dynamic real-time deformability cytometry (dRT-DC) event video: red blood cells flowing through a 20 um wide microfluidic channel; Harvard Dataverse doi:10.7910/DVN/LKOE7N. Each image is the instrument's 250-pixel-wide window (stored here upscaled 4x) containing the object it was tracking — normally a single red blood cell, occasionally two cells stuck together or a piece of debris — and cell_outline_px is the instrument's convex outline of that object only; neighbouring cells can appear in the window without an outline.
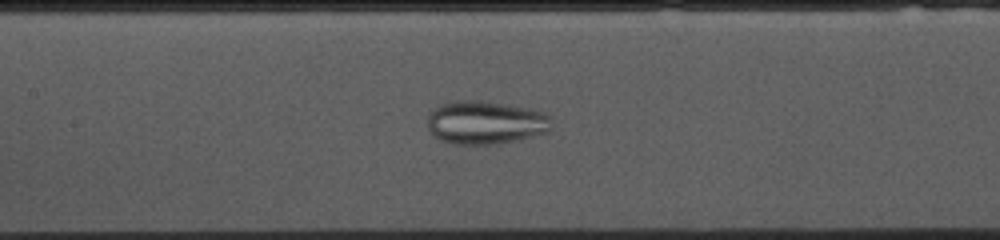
{"species": "common noctule bat (a hibernating species)", "species_latin": "Nyctalus noctula", "temperature_condition": "cold", "stored_images_in_passage": 54, "camera_frame_rate_fps": 3000, "um_per_image_px": 0.085, "animal": {"sex": "female", "body_mass_g": 10.0, "forearm_length_mm": 53.1}, "frame": {"image": 1, "passage_image": 23, "time_ms": 7.333, "image_size_px": [1000, 240], "cell_outline_px": [[552, 128], [548, 132], [512, 140], [492, 144], [456, 144], [440, 140], [428, 128], [428, 116], [440, 104], [460, 100], [480, 100], [528, 108], [544, 112], [552, 116]], "centroid_in_image_um": [41.3, 10.4], "position_along_channel_um": 166.1, "area_um2": 31.04}}
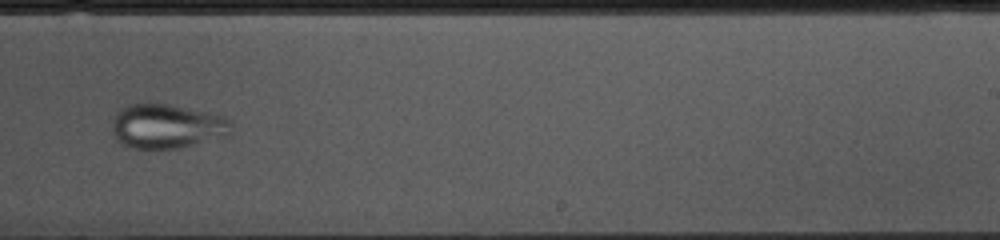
{"frame": {"image": 2, "passage_image": 32, "time_ms": 10.333, "image_size_px": [1000, 240], "cell_outline_px": [[232, 124], [228, 136], [176, 148], [128, 148], [116, 140], [112, 132], [112, 120], [116, 112], [120, 108], [128, 104], [168, 104], [212, 112], [224, 116], [232, 120]], "centroid_in_image_um": [14.18, 10.72], "position_along_channel_um": 274.8, "area_um2": 31.1}}
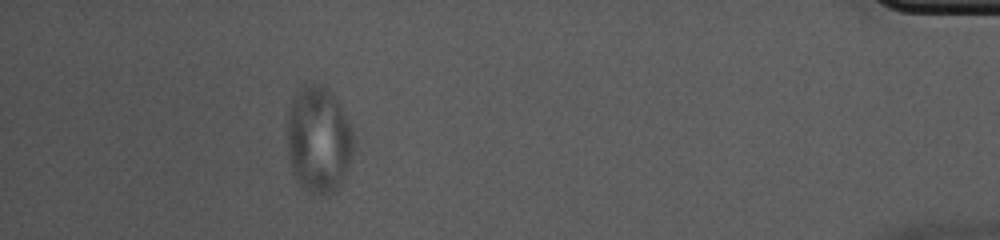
{"frame": {"image": 3, "passage_image": 48, "time_ms": 15.667, "image_size_px": [1000, 240], "cell_outline_px": [[352, 156], [344, 176], [340, 184], [328, 196], [320, 196], [304, 188], [300, 184], [292, 168], [288, 152], [288, 112], [292, 96], [304, 84], [324, 84], [332, 92], [352, 128]], "centroid_in_image_um": [27.07, 11.84], "position_along_channel_um": 408.1, "area_um2": 41.04}}